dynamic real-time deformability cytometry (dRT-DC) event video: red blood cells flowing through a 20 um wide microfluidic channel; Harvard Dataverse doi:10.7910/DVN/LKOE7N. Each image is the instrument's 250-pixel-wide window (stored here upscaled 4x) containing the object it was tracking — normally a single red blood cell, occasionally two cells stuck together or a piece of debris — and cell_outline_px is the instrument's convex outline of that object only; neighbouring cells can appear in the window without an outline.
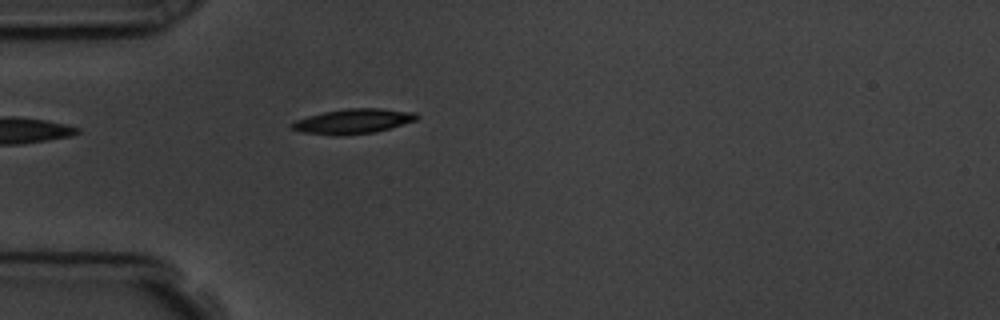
{"species": "common noctule bat (a hibernating species)", "species_latin": "Nyctalus noctula", "temperature_condition": "room temperature", "stored_images_in_passage": 4, "camera_frame_rate_fps": 3000, "um_per_image_px": 0.085, "animal": {"sex": "male", "body_mass_g": 19.5, "forearm_length_mm": 54.6}, "frame": {"image": 1, "passage_image": 4, "time_ms": 4.333, "image_size_px": [1000, 320], "cell_outline_px": [[420, 116], [416, 120], [376, 132], [340, 136], [332, 136], [304, 132], [292, 128], [288, 124], [296, 120], [308, 116], [324, 112], [348, 108], [380, 108], [416, 112]], "centroid_in_image_um": [30.03, 10.31], "position_along_channel_um": 55.0, "area_um2": 18.15}}